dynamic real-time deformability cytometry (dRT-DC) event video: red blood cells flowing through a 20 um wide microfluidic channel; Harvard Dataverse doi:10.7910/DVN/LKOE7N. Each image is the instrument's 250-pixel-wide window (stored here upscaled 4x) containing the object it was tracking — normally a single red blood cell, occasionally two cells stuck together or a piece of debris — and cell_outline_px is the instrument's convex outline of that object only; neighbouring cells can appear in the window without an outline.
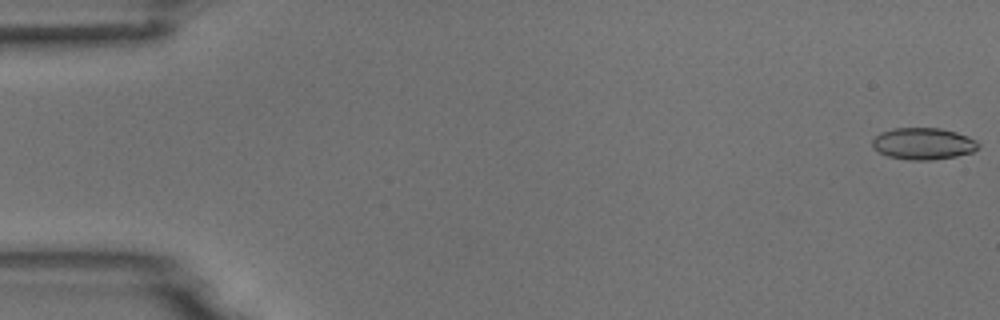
{"species": "common noctule bat (a hibernating species)", "species_latin": "Nyctalus noctula", "temperature_condition": "room temperature", "stored_images_in_passage": 5, "camera_frame_rate_fps": 3000, "um_per_image_px": 0.085, "animal": {"sex": "male", "body_mass_g": 18.8}, "frame": {"image": 1, "passage_image": 1, "time_ms": 0.0, "image_size_px": [1000, 320], "cell_outline_px": [[980, 148], [972, 152], [956, 156], [932, 160], [908, 160], [888, 156], [872, 148], [872, 140], [880, 132], [892, 128], [940, 128], [956, 132], [968, 136], [976, 140], [980, 144]], "centroid_in_image_um": [78.48, 12.21], "position_along_channel_um": 6.5, "area_um2": 19.77}}
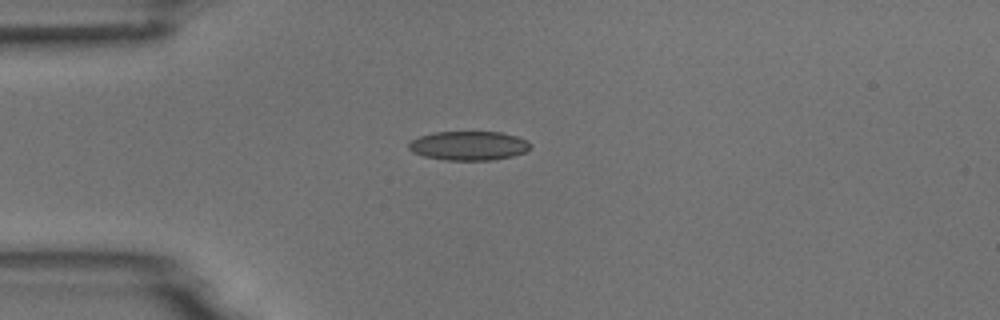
{"frame": {"image": 2, "passage_image": 4, "time_ms": 4.333, "image_size_px": [1000, 320], "cell_outline_px": [[532, 148], [524, 152], [512, 156], [492, 160], [444, 160], [424, 156], [412, 152], [408, 148], [408, 144], [412, 140], [420, 136], [432, 132], [500, 132], [516, 136], [528, 140], [532, 144]], "centroid_in_image_um": [39.86, 12.38], "position_along_channel_um": 45.1, "area_um2": 20.75}}
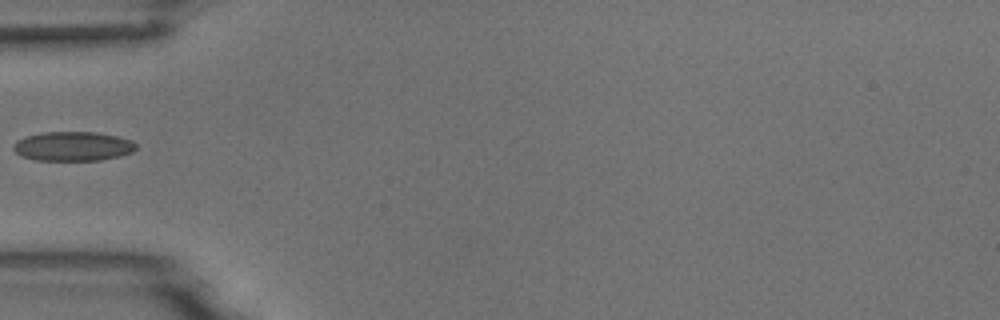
{"frame": {"image": 3, "passage_image": 5, "time_ms": 5.667, "image_size_px": [1000, 320], "cell_outline_px": [[136, 148], [132, 152], [120, 156], [100, 160], [36, 160], [20, 156], [12, 148], [12, 144], [16, 140], [24, 136], [40, 132], [96, 132], [116, 136], [132, 140], [136, 144]], "centroid_in_image_um": [6.15, 12.43], "position_along_channel_um": 78.8, "area_um2": 21.15}}